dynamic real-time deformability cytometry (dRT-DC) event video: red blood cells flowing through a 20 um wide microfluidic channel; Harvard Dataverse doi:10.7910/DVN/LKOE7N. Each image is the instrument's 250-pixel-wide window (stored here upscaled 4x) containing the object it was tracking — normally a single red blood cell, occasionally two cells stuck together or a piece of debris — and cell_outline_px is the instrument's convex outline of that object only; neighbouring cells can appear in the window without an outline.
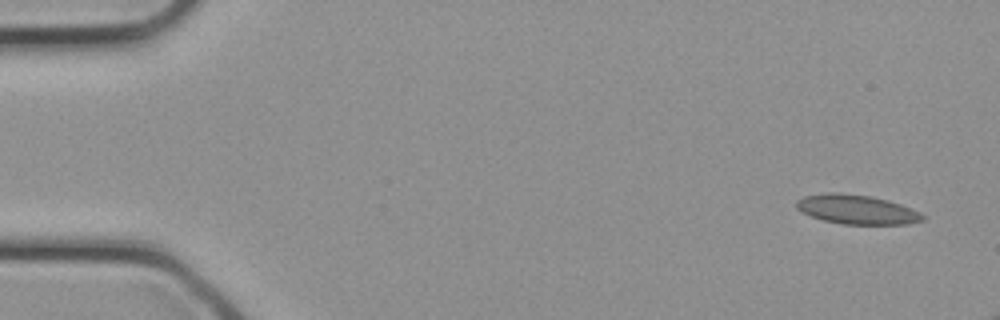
{"species": "common noctule bat (a hibernating species)", "species_latin": "Nyctalus noctula", "temperature_condition": "cold", "stored_images_in_passage": 6, "camera_frame_rate_fps": 3000, "um_per_image_px": 0.085, "animal": {"sex": "female", "body_mass_g": 21.9}, "frame": {"image": 1, "passage_image": 1, "time_ms": 0.0, "image_size_px": [1000, 320], "cell_outline_px": [[924, 220], [908, 224], [844, 224], [824, 220], [812, 216], [796, 208], [796, 200], [804, 196], [828, 192], [840, 192], [872, 196], [888, 200], [900, 204], [920, 212], [924, 216]], "centroid_in_image_um": [72.83, 17.79], "position_along_channel_um": 12.2, "area_um2": 21.5}}